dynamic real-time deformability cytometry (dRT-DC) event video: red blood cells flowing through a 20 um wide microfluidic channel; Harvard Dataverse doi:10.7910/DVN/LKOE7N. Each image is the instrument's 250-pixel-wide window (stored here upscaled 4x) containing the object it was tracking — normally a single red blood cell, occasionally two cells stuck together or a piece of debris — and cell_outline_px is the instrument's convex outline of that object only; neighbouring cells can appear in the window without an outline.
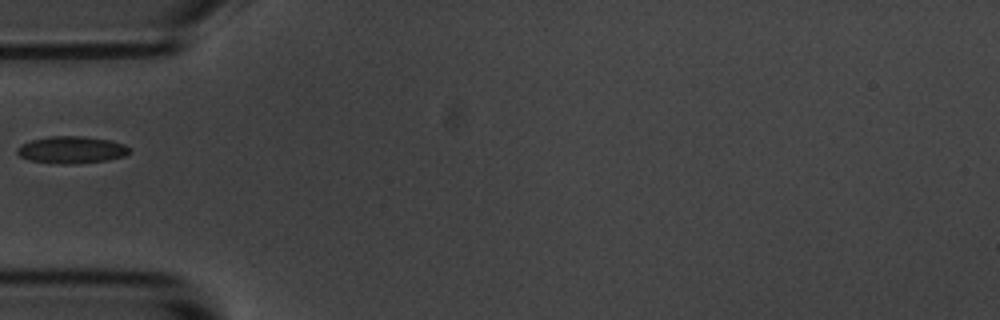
{"species": "common noctule bat (a hibernating species)", "species_latin": "Nyctalus noctula", "temperature_condition": "room temperature", "stored_images_in_passage": 5, "camera_frame_rate_fps": 3000, "um_per_image_px": 0.085, "animal": {"sex": "male", "body_mass_g": 20.1, "forearm_length_mm": 53.5}, "frame": {"image": 1, "passage_image": 1, "time_ms": 0.0, "image_size_px": [1000, 320], "cell_outline_px": [[128, 152], [124, 156], [108, 160], [72, 164], [64, 164], [28, 160], [20, 156], [16, 152], [16, 148], [20, 144], [32, 140], [48, 136], [80, 136], [108, 140], [124, 144], [128, 148]], "centroid_in_image_um": [6.02, 12.73], "position_along_channel_um": 79.0, "area_um2": 17.57}}